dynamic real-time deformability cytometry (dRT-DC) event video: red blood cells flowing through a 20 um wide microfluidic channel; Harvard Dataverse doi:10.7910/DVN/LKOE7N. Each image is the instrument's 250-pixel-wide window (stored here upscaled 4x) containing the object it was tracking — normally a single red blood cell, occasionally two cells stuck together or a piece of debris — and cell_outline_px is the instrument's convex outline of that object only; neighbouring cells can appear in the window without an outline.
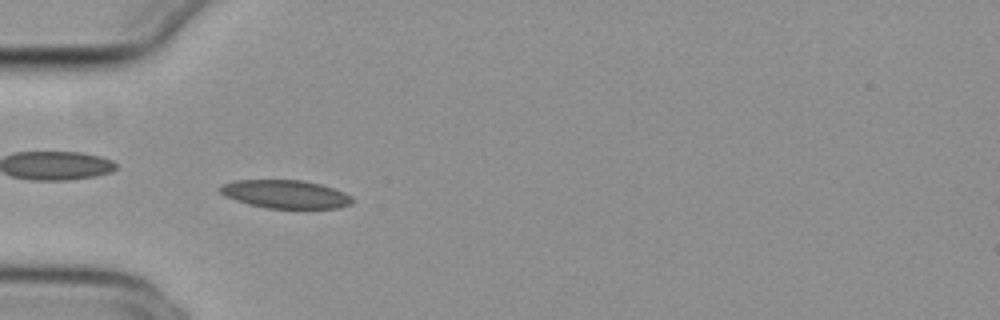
{"species": "common noctule bat (a hibernating species)", "species_latin": "Nyctalus noctula", "temperature_condition": "cold", "stored_images_in_passage": 54, "camera_frame_rate_fps": 3000, "um_per_image_px": 0.085, "animal": {"sex": "female", "body_mass_g": 29.2, "forearm_length_mm": 56.3}, "frame": {"image": 1, "passage_image": 17, "time_ms": 5.333, "image_size_px": [1000, 320], "cell_outline_px": [[356, 200], [352, 204], [340, 208], [268, 208], [248, 204], [224, 196], [216, 188], [220, 184], [236, 180], [300, 180], [320, 184], [344, 192], [352, 196]], "centroid_in_image_um": [24.25, 16.5], "position_along_channel_um": 60.7, "area_um2": 21.96}}
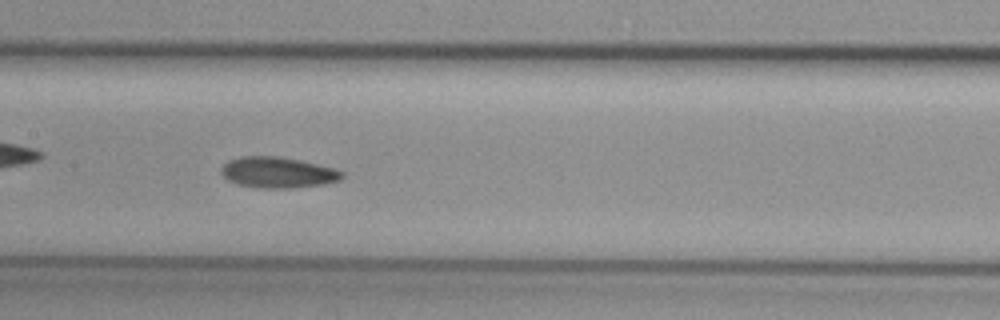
{"frame": {"image": 2, "passage_image": 27, "time_ms": 8.667, "image_size_px": [1000, 320], "cell_outline_px": [[344, 176], [340, 180], [324, 184], [292, 188], [260, 188], [236, 184], [228, 180], [220, 172], [220, 168], [228, 160], [240, 156], [276, 156], [336, 168], [344, 172]], "centroid_in_image_um": [23.6, 14.66], "position_along_channel_um": 183.8, "area_um2": 21.79}}
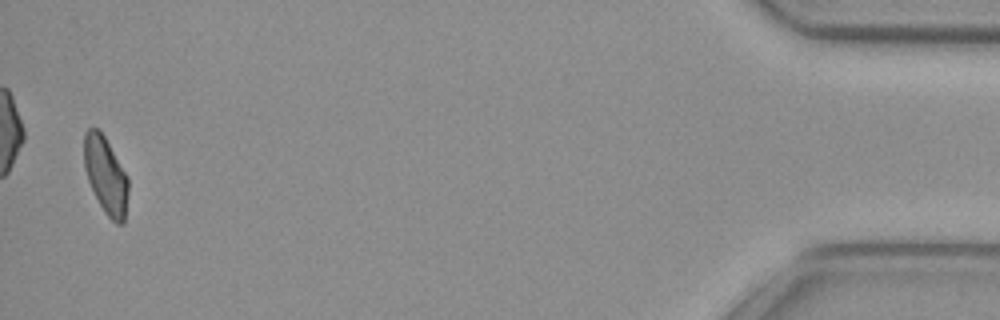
{"frame": {"image": 3, "passage_image": 53, "time_ms": 17.333, "image_size_px": [1000, 320], "cell_outline_px": [[128, 192], [124, 224], [116, 224], [104, 212], [88, 180], [84, 168], [84, 132], [88, 128], [96, 128], [104, 136], [128, 176]], "centroid_in_image_um": [8.99, 14.91], "position_along_channel_um": 426.2, "area_um2": 19.71}}